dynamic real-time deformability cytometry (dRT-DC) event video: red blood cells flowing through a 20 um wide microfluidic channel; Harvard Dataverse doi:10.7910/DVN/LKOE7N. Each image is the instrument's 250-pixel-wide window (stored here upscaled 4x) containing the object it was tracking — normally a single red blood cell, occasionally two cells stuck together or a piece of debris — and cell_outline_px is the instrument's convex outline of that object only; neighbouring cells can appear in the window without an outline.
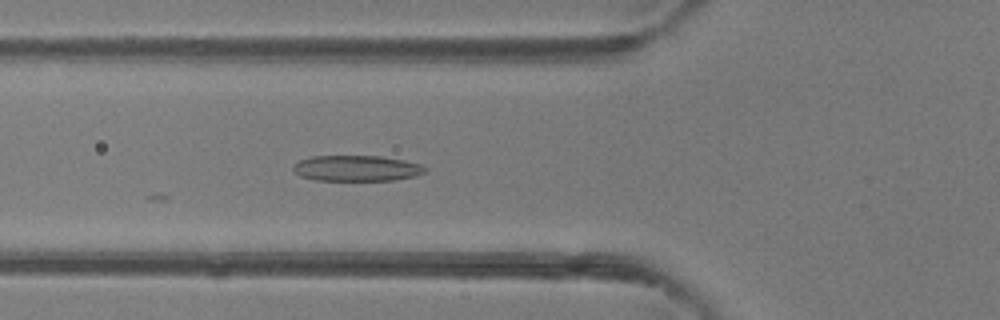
{"species": "common noctule bat (a hibernating species)", "species_latin": "Nyctalus noctula", "temperature_condition": "room temperature", "stored_images_in_passage": 33, "camera_frame_rate_fps": 3000, "um_per_image_px": 0.085, "animal": {"sex": "female"}, "frame": {"image": 1, "passage_image": 3, "time_ms": 0.667, "image_size_px": [1000, 320], "cell_outline_px": [[428, 172], [416, 176], [392, 180], [316, 180], [300, 176], [292, 168], [292, 164], [300, 160], [312, 156], [380, 156], [404, 160], [420, 164], [428, 168]], "centroid_in_image_um": [30.34, 14.3], "position_along_channel_um": 95.5, "area_um2": 19.88}}
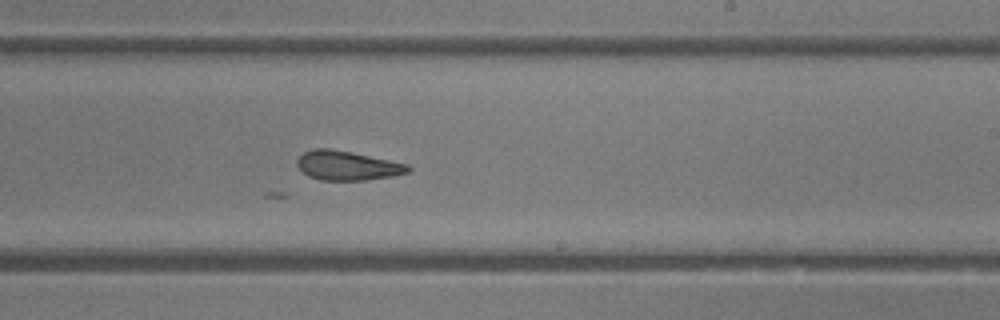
{"frame": {"image": 2, "passage_image": 14, "time_ms": 4.333, "image_size_px": [1000, 320], "cell_outline_px": [[412, 168], [408, 172], [396, 176], [364, 180], [320, 180], [308, 176], [296, 164], [296, 160], [304, 152], [312, 148], [328, 148], [352, 152], [408, 164]], "centroid_in_image_um": [29.53, 14.07], "position_along_channel_um": 259.5, "area_um2": 19.02}}
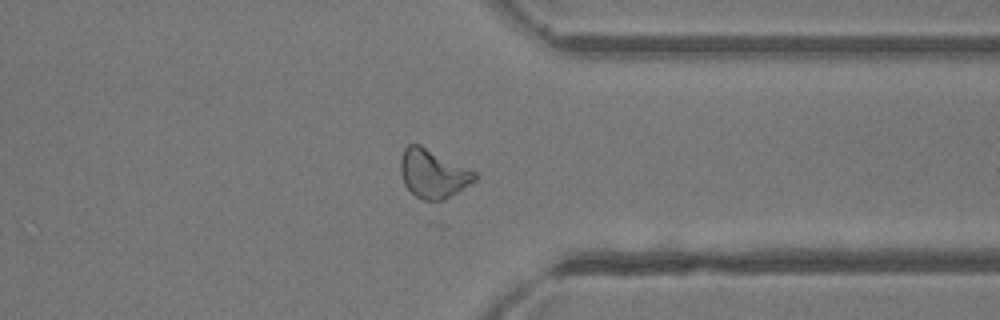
{"frame": {"image": 3, "passage_image": 22, "time_ms": 7.0, "image_size_px": [1000, 320], "cell_outline_px": [[476, 180], [444, 200], [424, 200], [416, 196], [404, 184], [400, 172], [400, 156], [404, 148], [408, 144], [420, 144], [476, 172]], "centroid_in_image_um": [36.77, 14.74], "position_along_channel_um": 374.6, "area_um2": 20.87}}